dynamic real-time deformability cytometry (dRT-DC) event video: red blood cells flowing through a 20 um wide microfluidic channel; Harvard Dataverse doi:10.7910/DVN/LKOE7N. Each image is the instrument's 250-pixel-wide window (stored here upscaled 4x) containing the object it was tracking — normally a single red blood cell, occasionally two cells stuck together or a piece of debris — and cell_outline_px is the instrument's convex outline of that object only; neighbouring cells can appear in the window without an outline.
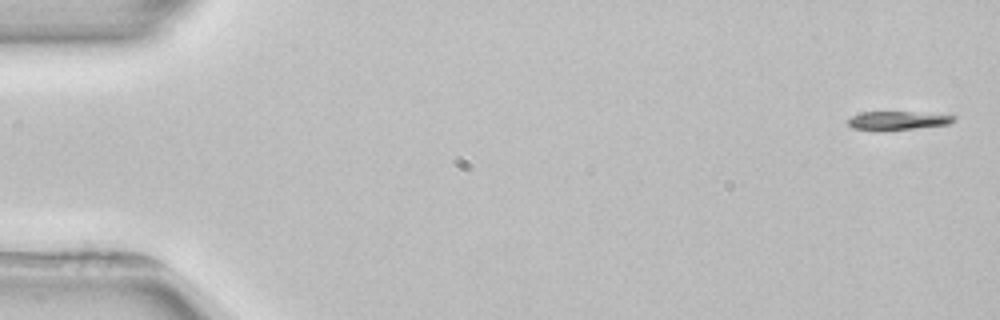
{"species": "common noctule bat (a hibernating species)", "species_latin": "Nyctalus noctula", "temperature_condition": "room temperature", "stored_images_in_passage": 5, "segment_of_instrument_passage": [2, 2], "camera_frame_rate_fps": 3000, "um_per_image_px": 0.085, "animal": {"sex": "female", "body_mass_g": 22.7, "forearm_length_mm": 54.2}, "frame": {"image": 1, "passage_image": 5, "time_ms": 6.0, "image_size_px": [1000, 320], "cell_outline_px": [[956, 120], [948, 124], [916, 128], [852, 128], [848, 124], [848, 120], [852, 116], [860, 112], [912, 112], [956, 116]], "centroid_in_image_um": [76.34, 10.21], "position_along_channel_um": 8.7, "area_um2": 10.69}}